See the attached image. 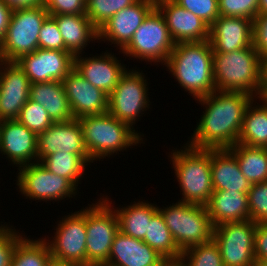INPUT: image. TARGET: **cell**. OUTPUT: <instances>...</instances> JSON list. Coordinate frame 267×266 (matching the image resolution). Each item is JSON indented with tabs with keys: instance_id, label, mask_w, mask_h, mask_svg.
Listing matches in <instances>:
<instances>
[{
	"instance_id": "6da1fadb",
	"label": "cell",
	"mask_w": 267,
	"mask_h": 266,
	"mask_svg": "<svg viewBox=\"0 0 267 266\" xmlns=\"http://www.w3.org/2000/svg\"><path fill=\"white\" fill-rule=\"evenodd\" d=\"M244 92L215 91L196 99L204 114L187 145L196 149H229L237 144L245 111L254 100Z\"/></svg>"
},
{
	"instance_id": "7a4b0ae2",
	"label": "cell",
	"mask_w": 267,
	"mask_h": 266,
	"mask_svg": "<svg viewBox=\"0 0 267 266\" xmlns=\"http://www.w3.org/2000/svg\"><path fill=\"white\" fill-rule=\"evenodd\" d=\"M165 66L195 100L216 91L213 49L209 40L175 44Z\"/></svg>"
},
{
	"instance_id": "3957f363",
	"label": "cell",
	"mask_w": 267,
	"mask_h": 266,
	"mask_svg": "<svg viewBox=\"0 0 267 266\" xmlns=\"http://www.w3.org/2000/svg\"><path fill=\"white\" fill-rule=\"evenodd\" d=\"M262 58L253 45L229 53L213 52L216 91L244 92L262 97Z\"/></svg>"
},
{
	"instance_id": "277c9868",
	"label": "cell",
	"mask_w": 267,
	"mask_h": 266,
	"mask_svg": "<svg viewBox=\"0 0 267 266\" xmlns=\"http://www.w3.org/2000/svg\"><path fill=\"white\" fill-rule=\"evenodd\" d=\"M78 120L82 128L85 148L93 162L109 158L110 155L113 156L133 145L137 146L136 144H141L143 141L144 135L137 133L109 112L80 117Z\"/></svg>"
},
{
	"instance_id": "5b68a950",
	"label": "cell",
	"mask_w": 267,
	"mask_h": 266,
	"mask_svg": "<svg viewBox=\"0 0 267 266\" xmlns=\"http://www.w3.org/2000/svg\"><path fill=\"white\" fill-rule=\"evenodd\" d=\"M172 150V168L182 192L181 202L206 206L213 193L211 150L189 145Z\"/></svg>"
},
{
	"instance_id": "8992f818",
	"label": "cell",
	"mask_w": 267,
	"mask_h": 266,
	"mask_svg": "<svg viewBox=\"0 0 267 266\" xmlns=\"http://www.w3.org/2000/svg\"><path fill=\"white\" fill-rule=\"evenodd\" d=\"M158 209L182 252L213 239L214 226L206 206L178 201Z\"/></svg>"
},
{
	"instance_id": "52a82bcc",
	"label": "cell",
	"mask_w": 267,
	"mask_h": 266,
	"mask_svg": "<svg viewBox=\"0 0 267 266\" xmlns=\"http://www.w3.org/2000/svg\"><path fill=\"white\" fill-rule=\"evenodd\" d=\"M108 196L86 207V266L108 262L114 238L119 231V219ZM113 206V207H112Z\"/></svg>"
},
{
	"instance_id": "ba28073f",
	"label": "cell",
	"mask_w": 267,
	"mask_h": 266,
	"mask_svg": "<svg viewBox=\"0 0 267 266\" xmlns=\"http://www.w3.org/2000/svg\"><path fill=\"white\" fill-rule=\"evenodd\" d=\"M49 16L44 5L13 9L5 38L0 43V60L17 61L38 49V37Z\"/></svg>"
},
{
	"instance_id": "9c48e42d",
	"label": "cell",
	"mask_w": 267,
	"mask_h": 266,
	"mask_svg": "<svg viewBox=\"0 0 267 266\" xmlns=\"http://www.w3.org/2000/svg\"><path fill=\"white\" fill-rule=\"evenodd\" d=\"M174 47L165 18L155 7L119 52L126 57L165 65Z\"/></svg>"
},
{
	"instance_id": "30bf717a",
	"label": "cell",
	"mask_w": 267,
	"mask_h": 266,
	"mask_svg": "<svg viewBox=\"0 0 267 266\" xmlns=\"http://www.w3.org/2000/svg\"><path fill=\"white\" fill-rule=\"evenodd\" d=\"M138 70V71H137ZM126 70L109 94L108 112L135 130V122L150 107L148 81L139 69Z\"/></svg>"
},
{
	"instance_id": "8fae6325",
	"label": "cell",
	"mask_w": 267,
	"mask_h": 266,
	"mask_svg": "<svg viewBox=\"0 0 267 266\" xmlns=\"http://www.w3.org/2000/svg\"><path fill=\"white\" fill-rule=\"evenodd\" d=\"M256 223L252 220L228 222L214 227L213 240L217 243L224 266H253Z\"/></svg>"
},
{
	"instance_id": "7c38bea8",
	"label": "cell",
	"mask_w": 267,
	"mask_h": 266,
	"mask_svg": "<svg viewBox=\"0 0 267 266\" xmlns=\"http://www.w3.org/2000/svg\"><path fill=\"white\" fill-rule=\"evenodd\" d=\"M18 170L17 187L26 199L51 202L66 197L70 199L78 194L77 188L68 179L48 171L39 162L21 166Z\"/></svg>"
},
{
	"instance_id": "4fadbf2b",
	"label": "cell",
	"mask_w": 267,
	"mask_h": 266,
	"mask_svg": "<svg viewBox=\"0 0 267 266\" xmlns=\"http://www.w3.org/2000/svg\"><path fill=\"white\" fill-rule=\"evenodd\" d=\"M48 247L52 258L86 266V207L59 221Z\"/></svg>"
},
{
	"instance_id": "5bb4252c",
	"label": "cell",
	"mask_w": 267,
	"mask_h": 266,
	"mask_svg": "<svg viewBox=\"0 0 267 266\" xmlns=\"http://www.w3.org/2000/svg\"><path fill=\"white\" fill-rule=\"evenodd\" d=\"M17 64L31 84L61 81L74 69V56L68 51L38 48L21 56Z\"/></svg>"
},
{
	"instance_id": "9a60e30c",
	"label": "cell",
	"mask_w": 267,
	"mask_h": 266,
	"mask_svg": "<svg viewBox=\"0 0 267 266\" xmlns=\"http://www.w3.org/2000/svg\"><path fill=\"white\" fill-rule=\"evenodd\" d=\"M31 82L16 61L0 60V119L17 120L29 100Z\"/></svg>"
},
{
	"instance_id": "2e32d148",
	"label": "cell",
	"mask_w": 267,
	"mask_h": 266,
	"mask_svg": "<svg viewBox=\"0 0 267 266\" xmlns=\"http://www.w3.org/2000/svg\"><path fill=\"white\" fill-rule=\"evenodd\" d=\"M156 7V0H138L120 10L98 29V40L111 42L121 51L131 40L147 15ZM101 39V40H100Z\"/></svg>"
},
{
	"instance_id": "e0dca14e",
	"label": "cell",
	"mask_w": 267,
	"mask_h": 266,
	"mask_svg": "<svg viewBox=\"0 0 267 266\" xmlns=\"http://www.w3.org/2000/svg\"><path fill=\"white\" fill-rule=\"evenodd\" d=\"M62 83L75 119L108 112L109 95L90 84L75 69L62 80Z\"/></svg>"
},
{
	"instance_id": "ac0fdd59",
	"label": "cell",
	"mask_w": 267,
	"mask_h": 266,
	"mask_svg": "<svg viewBox=\"0 0 267 266\" xmlns=\"http://www.w3.org/2000/svg\"><path fill=\"white\" fill-rule=\"evenodd\" d=\"M156 8L164 16L175 44L209 40V26L173 0H156Z\"/></svg>"
},
{
	"instance_id": "d6986e66",
	"label": "cell",
	"mask_w": 267,
	"mask_h": 266,
	"mask_svg": "<svg viewBox=\"0 0 267 266\" xmlns=\"http://www.w3.org/2000/svg\"><path fill=\"white\" fill-rule=\"evenodd\" d=\"M88 154L78 119L54 122L37 135V162L56 152Z\"/></svg>"
},
{
	"instance_id": "ffe728a7",
	"label": "cell",
	"mask_w": 267,
	"mask_h": 266,
	"mask_svg": "<svg viewBox=\"0 0 267 266\" xmlns=\"http://www.w3.org/2000/svg\"><path fill=\"white\" fill-rule=\"evenodd\" d=\"M0 153L21 167L37 162V135L18 120L0 121Z\"/></svg>"
},
{
	"instance_id": "44dd1931",
	"label": "cell",
	"mask_w": 267,
	"mask_h": 266,
	"mask_svg": "<svg viewBox=\"0 0 267 266\" xmlns=\"http://www.w3.org/2000/svg\"><path fill=\"white\" fill-rule=\"evenodd\" d=\"M111 52L100 56L83 57L82 54L74 56V69L90 84L110 94L119 78L127 70L126 66Z\"/></svg>"
},
{
	"instance_id": "7402d4cb",
	"label": "cell",
	"mask_w": 267,
	"mask_h": 266,
	"mask_svg": "<svg viewBox=\"0 0 267 266\" xmlns=\"http://www.w3.org/2000/svg\"><path fill=\"white\" fill-rule=\"evenodd\" d=\"M213 52L229 53L252 46V20L221 16L209 27Z\"/></svg>"
},
{
	"instance_id": "603a6c76",
	"label": "cell",
	"mask_w": 267,
	"mask_h": 266,
	"mask_svg": "<svg viewBox=\"0 0 267 266\" xmlns=\"http://www.w3.org/2000/svg\"><path fill=\"white\" fill-rule=\"evenodd\" d=\"M109 266H168L169 263L143 240L117 232L109 253Z\"/></svg>"
},
{
	"instance_id": "cb8c5ba5",
	"label": "cell",
	"mask_w": 267,
	"mask_h": 266,
	"mask_svg": "<svg viewBox=\"0 0 267 266\" xmlns=\"http://www.w3.org/2000/svg\"><path fill=\"white\" fill-rule=\"evenodd\" d=\"M211 175L214 191L247 193L251 183L242 174L237 159L227 150H211Z\"/></svg>"
},
{
	"instance_id": "d4e9b609",
	"label": "cell",
	"mask_w": 267,
	"mask_h": 266,
	"mask_svg": "<svg viewBox=\"0 0 267 266\" xmlns=\"http://www.w3.org/2000/svg\"><path fill=\"white\" fill-rule=\"evenodd\" d=\"M212 225L250 220L247 193L235 191H213L206 205Z\"/></svg>"
},
{
	"instance_id": "484cf974",
	"label": "cell",
	"mask_w": 267,
	"mask_h": 266,
	"mask_svg": "<svg viewBox=\"0 0 267 266\" xmlns=\"http://www.w3.org/2000/svg\"><path fill=\"white\" fill-rule=\"evenodd\" d=\"M52 17L56 20L66 50L73 56L82 54L88 43L98 39V29L90 22L86 14Z\"/></svg>"
},
{
	"instance_id": "4316f807",
	"label": "cell",
	"mask_w": 267,
	"mask_h": 266,
	"mask_svg": "<svg viewBox=\"0 0 267 266\" xmlns=\"http://www.w3.org/2000/svg\"><path fill=\"white\" fill-rule=\"evenodd\" d=\"M29 99L43 106L54 122L74 119L61 81L31 84Z\"/></svg>"
},
{
	"instance_id": "83f0119b",
	"label": "cell",
	"mask_w": 267,
	"mask_h": 266,
	"mask_svg": "<svg viewBox=\"0 0 267 266\" xmlns=\"http://www.w3.org/2000/svg\"><path fill=\"white\" fill-rule=\"evenodd\" d=\"M119 219V230L133 238L143 240L148 235L152 217L159 211L156 204L147 201H134V204L123 208H114Z\"/></svg>"
},
{
	"instance_id": "f1b7e54d",
	"label": "cell",
	"mask_w": 267,
	"mask_h": 266,
	"mask_svg": "<svg viewBox=\"0 0 267 266\" xmlns=\"http://www.w3.org/2000/svg\"><path fill=\"white\" fill-rule=\"evenodd\" d=\"M258 99L261 105H253L252 100L245 111L237 143L267 148V101L263 97Z\"/></svg>"
},
{
	"instance_id": "f546056e",
	"label": "cell",
	"mask_w": 267,
	"mask_h": 266,
	"mask_svg": "<svg viewBox=\"0 0 267 266\" xmlns=\"http://www.w3.org/2000/svg\"><path fill=\"white\" fill-rule=\"evenodd\" d=\"M227 150L237 159L242 174L251 184L267 182V148L237 143Z\"/></svg>"
},
{
	"instance_id": "4dcf8cb0",
	"label": "cell",
	"mask_w": 267,
	"mask_h": 266,
	"mask_svg": "<svg viewBox=\"0 0 267 266\" xmlns=\"http://www.w3.org/2000/svg\"><path fill=\"white\" fill-rule=\"evenodd\" d=\"M93 163L89 154H72L56 152L44 157L39 163L48 171L68 179L78 190L81 176L90 163Z\"/></svg>"
},
{
	"instance_id": "1f68e13d",
	"label": "cell",
	"mask_w": 267,
	"mask_h": 266,
	"mask_svg": "<svg viewBox=\"0 0 267 266\" xmlns=\"http://www.w3.org/2000/svg\"><path fill=\"white\" fill-rule=\"evenodd\" d=\"M143 241L160 254L169 264H177L181 258L182 251L175 243L159 211L152 217L148 228V235H145Z\"/></svg>"
},
{
	"instance_id": "d6a6232c",
	"label": "cell",
	"mask_w": 267,
	"mask_h": 266,
	"mask_svg": "<svg viewBox=\"0 0 267 266\" xmlns=\"http://www.w3.org/2000/svg\"><path fill=\"white\" fill-rule=\"evenodd\" d=\"M51 257L44 238L31 240L24 236L16 243L10 266H46Z\"/></svg>"
},
{
	"instance_id": "836d02e7",
	"label": "cell",
	"mask_w": 267,
	"mask_h": 266,
	"mask_svg": "<svg viewBox=\"0 0 267 266\" xmlns=\"http://www.w3.org/2000/svg\"><path fill=\"white\" fill-rule=\"evenodd\" d=\"M177 264L179 266H224L220 250L213 239L184 250Z\"/></svg>"
},
{
	"instance_id": "e575fe53",
	"label": "cell",
	"mask_w": 267,
	"mask_h": 266,
	"mask_svg": "<svg viewBox=\"0 0 267 266\" xmlns=\"http://www.w3.org/2000/svg\"><path fill=\"white\" fill-rule=\"evenodd\" d=\"M138 0H86V16L99 29L112 16Z\"/></svg>"
},
{
	"instance_id": "d590c367",
	"label": "cell",
	"mask_w": 267,
	"mask_h": 266,
	"mask_svg": "<svg viewBox=\"0 0 267 266\" xmlns=\"http://www.w3.org/2000/svg\"><path fill=\"white\" fill-rule=\"evenodd\" d=\"M17 120L36 135L54 123L43 106L30 99L22 107Z\"/></svg>"
},
{
	"instance_id": "8d00e7d4",
	"label": "cell",
	"mask_w": 267,
	"mask_h": 266,
	"mask_svg": "<svg viewBox=\"0 0 267 266\" xmlns=\"http://www.w3.org/2000/svg\"><path fill=\"white\" fill-rule=\"evenodd\" d=\"M250 220L267 224V182L255 183L247 192Z\"/></svg>"
},
{
	"instance_id": "74e56055",
	"label": "cell",
	"mask_w": 267,
	"mask_h": 266,
	"mask_svg": "<svg viewBox=\"0 0 267 266\" xmlns=\"http://www.w3.org/2000/svg\"><path fill=\"white\" fill-rule=\"evenodd\" d=\"M259 0H218L221 16L245 17L253 21L258 15Z\"/></svg>"
},
{
	"instance_id": "f35d334b",
	"label": "cell",
	"mask_w": 267,
	"mask_h": 266,
	"mask_svg": "<svg viewBox=\"0 0 267 266\" xmlns=\"http://www.w3.org/2000/svg\"><path fill=\"white\" fill-rule=\"evenodd\" d=\"M184 9L198 16L209 27L219 17L218 0H173Z\"/></svg>"
},
{
	"instance_id": "ab89813d",
	"label": "cell",
	"mask_w": 267,
	"mask_h": 266,
	"mask_svg": "<svg viewBox=\"0 0 267 266\" xmlns=\"http://www.w3.org/2000/svg\"><path fill=\"white\" fill-rule=\"evenodd\" d=\"M38 48L67 51L56 20L48 16L40 29Z\"/></svg>"
},
{
	"instance_id": "60d3db41",
	"label": "cell",
	"mask_w": 267,
	"mask_h": 266,
	"mask_svg": "<svg viewBox=\"0 0 267 266\" xmlns=\"http://www.w3.org/2000/svg\"><path fill=\"white\" fill-rule=\"evenodd\" d=\"M7 225H0V266H10L16 243L24 236Z\"/></svg>"
},
{
	"instance_id": "b9f144b4",
	"label": "cell",
	"mask_w": 267,
	"mask_h": 266,
	"mask_svg": "<svg viewBox=\"0 0 267 266\" xmlns=\"http://www.w3.org/2000/svg\"><path fill=\"white\" fill-rule=\"evenodd\" d=\"M44 6L50 16L86 14V0H45Z\"/></svg>"
},
{
	"instance_id": "7bdbcfd3",
	"label": "cell",
	"mask_w": 267,
	"mask_h": 266,
	"mask_svg": "<svg viewBox=\"0 0 267 266\" xmlns=\"http://www.w3.org/2000/svg\"><path fill=\"white\" fill-rule=\"evenodd\" d=\"M252 45L262 59L267 56V14H258L252 21Z\"/></svg>"
},
{
	"instance_id": "ee69618b",
	"label": "cell",
	"mask_w": 267,
	"mask_h": 266,
	"mask_svg": "<svg viewBox=\"0 0 267 266\" xmlns=\"http://www.w3.org/2000/svg\"><path fill=\"white\" fill-rule=\"evenodd\" d=\"M254 254L256 261L267 262V224H256Z\"/></svg>"
},
{
	"instance_id": "f6af8a7d",
	"label": "cell",
	"mask_w": 267,
	"mask_h": 266,
	"mask_svg": "<svg viewBox=\"0 0 267 266\" xmlns=\"http://www.w3.org/2000/svg\"><path fill=\"white\" fill-rule=\"evenodd\" d=\"M13 9L0 0V43L5 38Z\"/></svg>"
},
{
	"instance_id": "bcb514c9",
	"label": "cell",
	"mask_w": 267,
	"mask_h": 266,
	"mask_svg": "<svg viewBox=\"0 0 267 266\" xmlns=\"http://www.w3.org/2000/svg\"><path fill=\"white\" fill-rule=\"evenodd\" d=\"M7 6L12 9L30 8L44 5L45 0H2Z\"/></svg>"
},
{
	"instance_id": "7dc6e473",
	"label": "cell",
	"mask_w": 267,
	"mask_h": 266,
	"mask_svg": "<svg viewBox=\"0 0 267 266\" xmlns=\"http://www.w3.org/2000/svg\"><path fill=\"white\" fill-rule=\"evenodd\" d=\"M262 95L267 91V56L262 59Z\"/></svg>"
},
{
	"instance_id": "c3c4849f",
	"label": "cell",
	"mask_w": 267,
	"mask_h": 266,
	"mask_svg": "<svg viewBox=\"0 0 267 266\" xmlns=\"http://www.w3.org/2000/svg\"><path fill=\"white\" fill-rule=\"evenodd\" d=\"M46 266H80L71 262H65L61 260H57L55 258H50Z\"/></svg>"
},
{
	"instance_id": "681fc988",
	"label": "cell",
	"mask_w": 267,
	"mask_h": 266,
	"mask_svg": "<svg viewBox=\"0 0 267 266\" xmlns=\"http://www.w3.org/2000/svg\"><path fill=\"white\" fill-rule=\"evenodd\" d=\"M258 14H267V0H259Z\"/></svg>"
},
{
	"instance_id": "f907efd6",
	"label": "cell",
	"mask_w": 267,
	"mask_h": 266,
	"mask_svg": "<svg viewBox=\"0 0 267 266\" xmlns=\"http://www.w3.org/2000/svg\"><path fill=\"white\" fill-rule=\"evenodd\" d=\"M253 266H267L266 261H256Z\"/></svg>"
},
{
	"instance_id": "816d5d0a",
	"label": "cell",
	"mask_w": 267,
	"mask_h": 266,
	"mask_svg": "<svg viewBox=\"0 0 267 266\" xmlns=\"http://www.w3.org/2000/svg\"><path fill=\"white\" fill-rule=\"evenodd\" d=\"M262 97L267 101V91L262 95Z\"/></svg>"
},
{
	"instance_id": "f5cc1de1",
	"label": "cell",
	"mask_w": 267,
	"mask_h": 266,
	"mask_svg": "<svg viewBox=\"0 0 267 266\" xmlns=\"http://www.w3.org/2000/svg\"><path fill=\"white\" fill-rule=\"evenodd\" d=\"M168 266H179L178 264H169Z\"/></svg>"
}]
</instances>
